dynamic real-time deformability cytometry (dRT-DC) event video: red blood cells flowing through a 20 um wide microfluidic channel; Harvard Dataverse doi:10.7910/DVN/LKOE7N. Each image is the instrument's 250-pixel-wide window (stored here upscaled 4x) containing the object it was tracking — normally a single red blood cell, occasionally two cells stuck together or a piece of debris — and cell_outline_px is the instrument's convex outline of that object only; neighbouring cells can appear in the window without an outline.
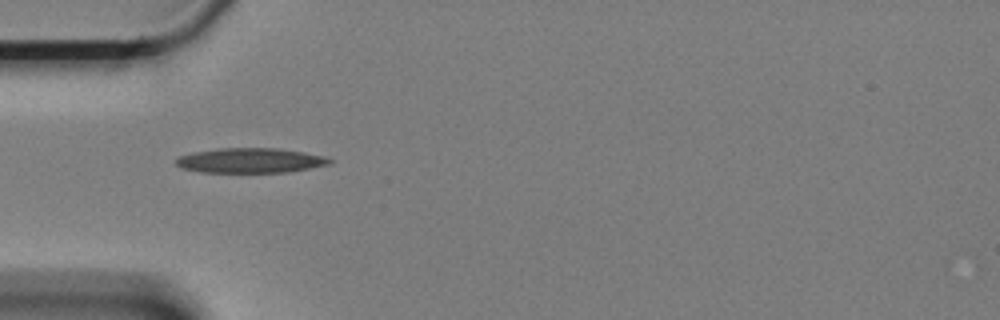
{"species": "Egyptian fruit bat (a non-hibernating species)", "species_latin": "Rousettus aegyptiacus", "temperature_condition": "cold", "stored_images_in_passage": 4, "camera_frame_rate_fps": 3000, "um_per_image_px": 0.085, "animal": {"sex": "female"}, "frame": {"image": 1, "passage_image": 1, "time_ms": 0.0, "image_size_px": [1000, 320], "cell_outline_px": [[332, 164], [288, 172], [200, 172], [180, 168], [176, 164], [176, 160], [180, 156], [192, 152], [216, 148], [280, 148], [304, 152], [324, 156], [332, 160]], "centroid_in_image_um": [21.28, 13.64], "position_along_channel_um": 63.7, "area_um2": 22.37}}